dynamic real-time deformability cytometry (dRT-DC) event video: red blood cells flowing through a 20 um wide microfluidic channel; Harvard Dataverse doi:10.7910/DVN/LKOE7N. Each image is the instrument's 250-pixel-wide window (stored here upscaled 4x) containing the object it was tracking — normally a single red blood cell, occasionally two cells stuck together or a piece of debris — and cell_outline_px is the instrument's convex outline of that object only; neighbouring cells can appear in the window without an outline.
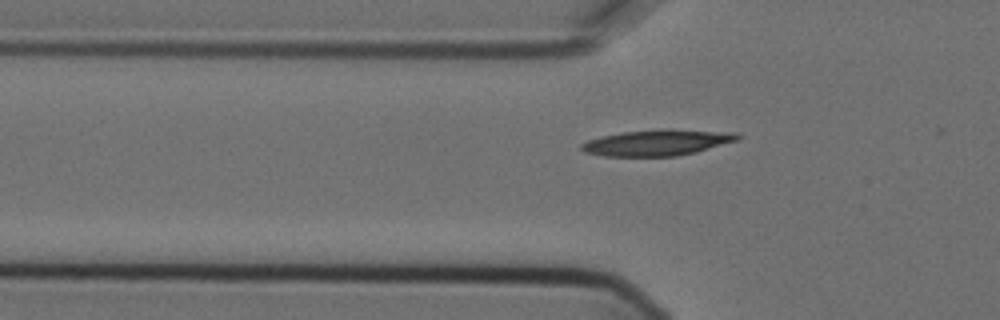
{"species": "Egyptian fruit bat (a non-hibernating species)", "species_latin": "Rousettus aegyptiacus", "temperature_condition": "cold", "stored_images_in_passage": 7, "segment_of_instrument_passage": [2, 2], "camera_frame_rate_fps": 3000, "um_per_image_px": 0.085, "animal": {"sex": "female"}, "frame": {"image": 1, "passage_image": 7, "time_ms": 2.0, "image_size_px": [1000, 320], "cell_outline_px": [[740, 140], [696, 152], [676, 156], [604, 156], [584, 152], [580, 148], [580, 144], [588, 140], [600, 136], [624, 132], [660, 128], [668, 128], [736, 132], [740, 136]], "centroid_in_image_um": [55.9, 12.1], "position_along_channel_um": 69.9, "area_um2": 24.04}}